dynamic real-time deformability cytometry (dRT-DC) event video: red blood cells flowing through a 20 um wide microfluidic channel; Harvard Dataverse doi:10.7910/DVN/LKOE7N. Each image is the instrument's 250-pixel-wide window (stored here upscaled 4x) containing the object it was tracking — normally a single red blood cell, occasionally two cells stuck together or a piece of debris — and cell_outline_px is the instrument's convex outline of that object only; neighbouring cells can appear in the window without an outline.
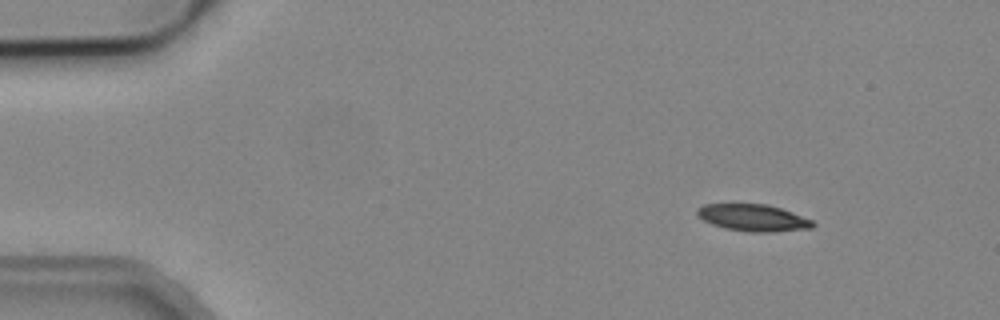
{"species": "common noctule bat (a hibernating species)", "species_latin": "Nyctalus noctula", "temperature_condition": "cold", "stored_images_in_passage": 2, "camera_frame_rate_fps": 3000, "um_per_image_px": 0.085, "animal": {"sex": "male", "body_mass_g": 19.2, "forearm_length_mm": 51.8}, "frame": {"image": 1, "passage_image": 1, "time_ms": 0.0, "image_size_px": [1000, 320], "cell_outline_px": [[816, 224], [812, 228], [768, 232], [752, 232], [724, 228], [712, 224], [704, 220], [696, 212], [696, 208], [704, 204], [768, 204], [792, 212], [812, 220]], "centroid_in_image_um": [64.02, 18.5], "position_along_channel_um": 21.0, "area_um2": 17.98}}